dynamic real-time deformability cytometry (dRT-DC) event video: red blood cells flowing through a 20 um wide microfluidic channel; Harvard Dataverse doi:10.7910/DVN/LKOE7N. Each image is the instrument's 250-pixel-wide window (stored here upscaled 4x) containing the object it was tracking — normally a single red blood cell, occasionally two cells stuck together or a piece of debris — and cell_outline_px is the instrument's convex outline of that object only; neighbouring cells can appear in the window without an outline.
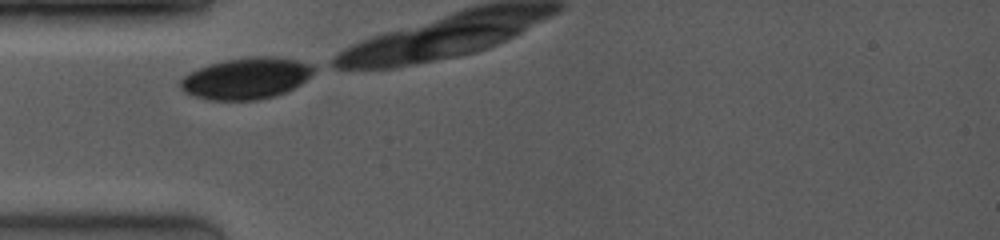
{"species": "common noctule bat (a hibernating species)", "species_latin": "Nyctalus noctula", "temperature_condition": "room temperature", "stored_images_in_passage": 5, "camera_frame_rate_fps": 4000, "um_per_image_px": 0.085, "animal": {"sex": "female", "body_mass_g": 19.0, "forearm_length_mm": 53.3}, "frame": {"image": 1, "passage_image": 1, "time_ms": 0.0, "image_size_px": [1000, 240], "cell_outline_px": [[316, 68], [300, 84], [288, 92], [276, 96], [256, 100], [208, 100], [196, 96], [180, 88], [180, 80], [184, 76], [200, 68], [212, 64], [228, 60], [292, 60], [308, 64]], "centroid_in_image_um": [20.89, 6.75], "position_along_channel_um": 64.1, "area_um2": 30.35}}